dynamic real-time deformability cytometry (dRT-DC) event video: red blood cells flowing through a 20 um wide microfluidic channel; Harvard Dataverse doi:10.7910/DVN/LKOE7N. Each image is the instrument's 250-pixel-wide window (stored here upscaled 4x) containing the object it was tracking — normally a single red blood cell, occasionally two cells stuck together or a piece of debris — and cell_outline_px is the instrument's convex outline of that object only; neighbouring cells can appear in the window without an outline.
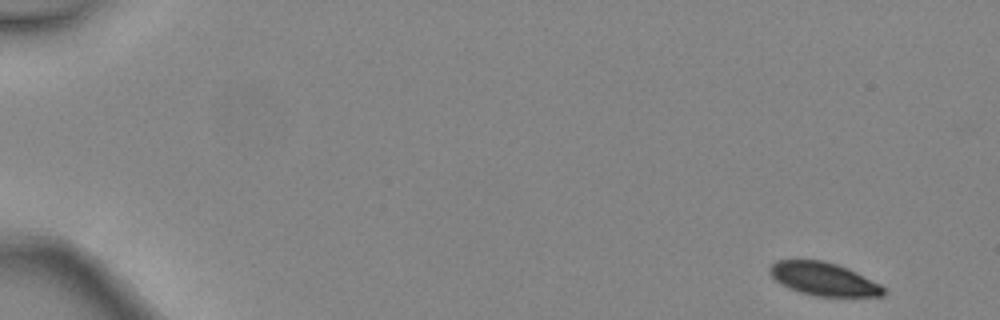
{"species": "common noctule bat (a hibernating species)", "species_latin": "Nyctalus noctula", "temperature_condition": "warm", "stored_images_in_passage": 6, "camera_frame_rate_fps": 3000, "um_per_image_px": 0.085, "animal": {"sex": "female", "body_mass_g": 24.6, "forearm_length_mm": 56.2}, "frame": {"image": 1, "passage_image": 1, "time_ms": 0.0, "image_size_px": [1000, 320], "cell_outline_px": [[888, 292], [884, 296], [816, 296], [800, 292], [788, 288], [780, 284], [768, 272], [768, 268], [776, 260], [824, 260], [848, 268], [880, 284]], "centroid_in_image_um": [70.0, 23.71], "position_along_channel_um": 15.0, "area_um2": 22.02}}
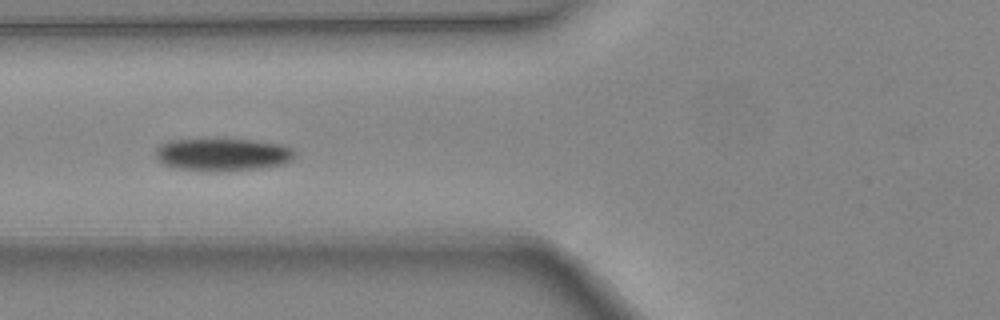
{"frame": {"image": 2, "passage_image": 6, "time_ms": 1.667, "image_size_px": [1000, 320], "cell_outline_px": [[296, 156], [292, 160], [284, 164], [260, 168], [216, 172], [200, 172], [172, 168], [160, 164], [156, 160], [156, 148], [160, 144], [168, 140], [252, 140], [280, 144], [292, 148], [296, 152]], "centroid_in_image_um": [18.88, 13.17], "position_along_channel_um": 106.9, "area_um2": 26.99}}